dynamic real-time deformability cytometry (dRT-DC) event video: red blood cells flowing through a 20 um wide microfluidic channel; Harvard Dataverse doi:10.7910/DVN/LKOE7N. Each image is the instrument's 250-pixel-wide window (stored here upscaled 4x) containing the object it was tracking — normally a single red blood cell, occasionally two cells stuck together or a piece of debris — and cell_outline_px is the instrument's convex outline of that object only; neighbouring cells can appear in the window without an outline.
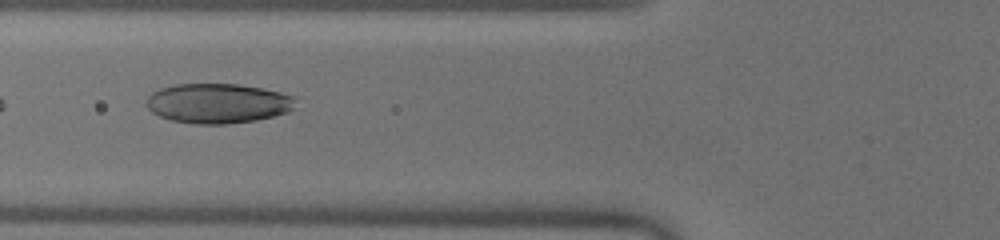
{"species": "human", "species_latin": "Homo sapiens", "temperature_condition": "warm", "stored_images_in_passage": 22, "segment_of_instrument_passage": [2, 2], "camera_frame_rate_fps": 3000, "um_per_image_px": 0.085, "donor": {"sex": "male"}, "frame": {"image": 1, "passage_image": 20, "time_ms": 6.333, "image_size_px": [1000, 240], "cell_outline_px": [[296, 108], [288, 112], [256, 120], [228, 124], [196, 124], [172, 120], [160, 116], [152, 112], [144, 104], [144, 100], [152, 92], [160, 88], [176, 84], [236, 84], [260, 88], [280, 92], [296, 96]], "centroid_in_image_um": [18.52, 8.78], "position_along_channel_um": 107.3, "area_um2": 34.85}}